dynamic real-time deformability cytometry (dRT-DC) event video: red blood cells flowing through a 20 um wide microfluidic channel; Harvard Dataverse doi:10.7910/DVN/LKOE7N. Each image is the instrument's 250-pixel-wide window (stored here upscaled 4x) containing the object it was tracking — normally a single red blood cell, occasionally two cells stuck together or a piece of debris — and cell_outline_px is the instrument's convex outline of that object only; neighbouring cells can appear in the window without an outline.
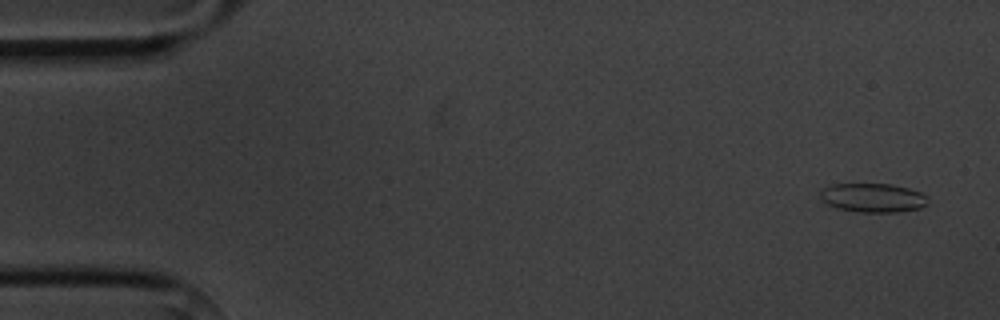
{"species": "common noctule bat (a hibernating species)", "species_latin": "Nyctalus noctula", "temperature_condition": "cold", "stored_images_in_passage": 5, "camera_frame_rate_fps": 3000, "um_per_image_px": 0.085, "animal": {"sex": "male", "body_mass_g": 20.1, "forearm_length_mm": 53.5}, "frame": {"image": 1, "passage_image": 1, "time_ms": 0.0, "image_size_px": [1000, 320], "cell_outline_px": [[928, 204], [920, 208], [896, 212], [856, 212], [836, 208], [828, 204], [820, 196], [820, 192], [824, 188], [832, 184], [892, 184], [908, 188], [920, 192], [924, 196]], "centroid_in_image_um": [74.18, 16.81], "position_along_channel_um": 10.8, "area_um2": 18.03}}